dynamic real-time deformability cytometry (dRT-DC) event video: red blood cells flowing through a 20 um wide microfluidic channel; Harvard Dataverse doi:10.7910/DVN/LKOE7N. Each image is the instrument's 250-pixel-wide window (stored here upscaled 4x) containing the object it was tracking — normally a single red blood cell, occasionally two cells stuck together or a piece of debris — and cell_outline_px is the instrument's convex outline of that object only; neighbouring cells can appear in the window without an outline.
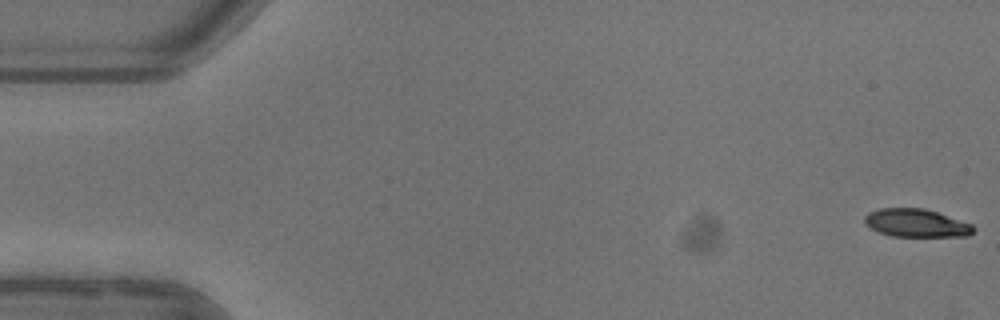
{"species": "common noctule bat (a hibernating species)", "species_latin": "Nyctalus noctula", "temperature_condition": "warm", "stored_images_in_passage": 53, "camera_frame_rate_fps": 3000, "um_per_image_px": 0.085, "animal": {"sex": "female"}, "frame": {"image": 1, "passage_image": 1, "time_ms": 0.0, "image_size_px": [1000, 320], "cell_outline_px": [[976, 228], [968, 236], [892, 236], [876, 232], [868, 228], [864, 224], [864, 216], [868, 212], [880, 208], [924, 208], [972, 224]], "centroid_in_image_um": [77.81, 18.96], "position_along_channel_um": 7.2, "area_um2": 17.92}}
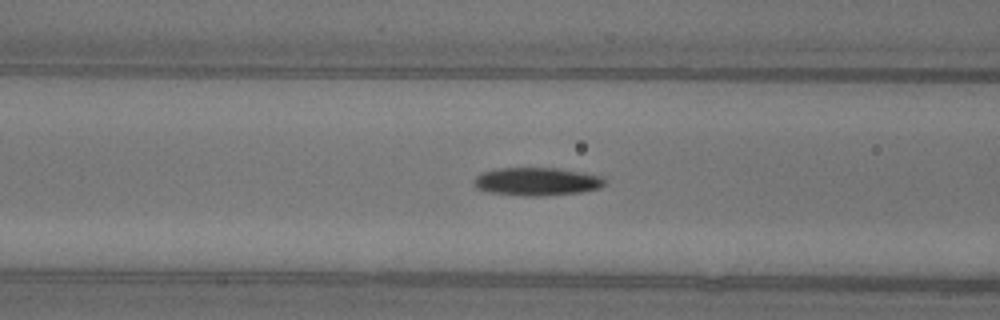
{"frame": {"image": 2, "passage_image": 21, "time_ms": 6.667, "image_size_px": [1000, 320], "cell_outline_px": [[604, 184], [600, 188], [580, 192], [536, 196], [524, 196], [488, 192], [476, 188], [472, 180], [480, 172], [496, 168], [560, 168], [584, 172], [604, 176]], "centroid_in_image_um": [45.6, 15.42], "position_along_channel_um": 121.0, "area_um2": 21.62}}
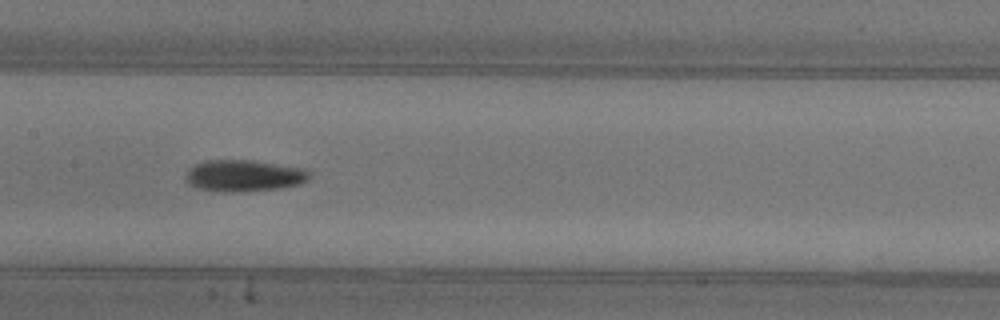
{"frame": {"image": 3, "passage_image": 26, "time_ms": 8.333, "image_size_px": [1000, 320], "cell_outline_px": [[312, 172], [308, 180], [300, 184], [280, 188], [232, 192], [224, 192], [196, 188], [188, 184], [184, 180], [184, 176], [188, 168], [204, 160], [252, 160], [308, 168]], "centroid_in_image_um": [20.74, 14.92], "position_along_channel_um": 186.7, "area_um2": 23.24}, "authors_computed_cell_mechanics": {"area_um2": 20.4034, "velocity_mm_per_s": 3.9356, "shape_relaxation_time_tau1_ms": 4.1215, "shape_relaxation_time_tau2_ms": null, "deformation_change_tau1": 0.1737, "deformation_change_tau2": null}}